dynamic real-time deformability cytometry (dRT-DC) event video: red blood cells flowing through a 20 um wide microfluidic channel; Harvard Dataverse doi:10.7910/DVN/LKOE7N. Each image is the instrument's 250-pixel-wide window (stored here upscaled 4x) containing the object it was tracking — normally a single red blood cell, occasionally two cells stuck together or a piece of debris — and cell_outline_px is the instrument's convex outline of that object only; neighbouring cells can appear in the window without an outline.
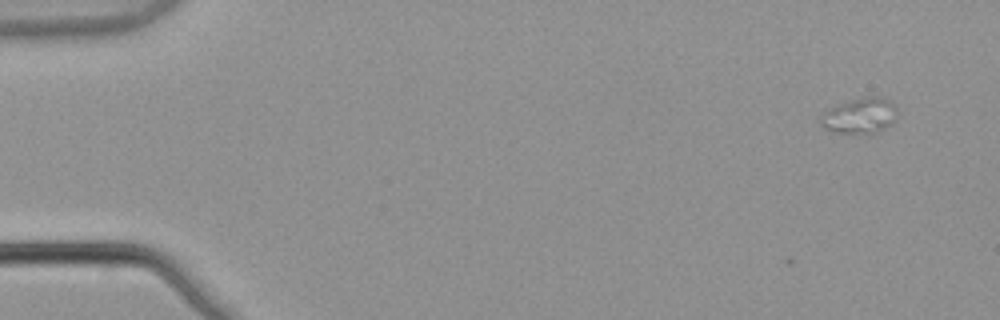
{"species": "common noctule bat (a hibernating species)", "species_latin": "Nyctalus noctula", "temperature_condition": "warm", "stored_images_in_passage": 8, "camera_frame_rate_fps": 3000, "um_per_image_px": 0.085, "animal": {"sex": "male", "body_mass_g": 21.5, "forearm_length_mm": 52.0}, "frame": {"image": 1, "passage_image": 1, "time_ms": 0.0, "image_size_px": [1000, 320], "cell_outline_px": [[896, 120], [892, 124], [880, 132], [836, 132], [820, 124], [820, 116], [824, 112], [840, 104], [860, 96], [880, 96], [888, 100], [896, 108]], "centroid_in_image_um": [73.14, 9.81], "position_along_channel_um": 11.9, "area_um2": 15.61}}
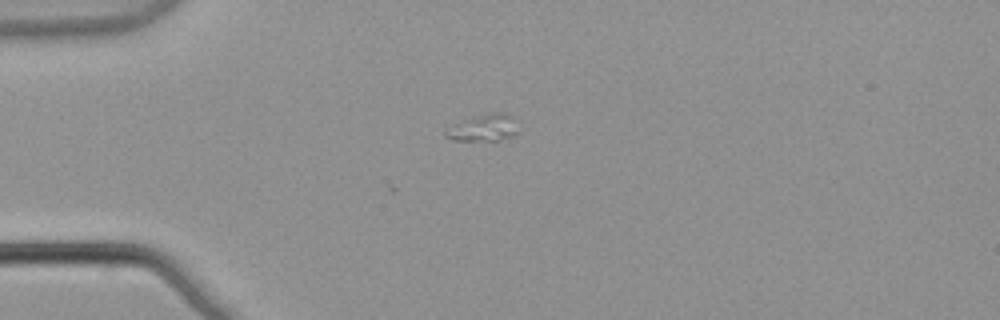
{"frame": {"image": 2, "passage_image": 4, "time_ms": 1.0, "image_size_px": [1000, 320], "cell_outline_px": [[520, 132], [512, 136], [500, 140], [452, 140], [444, 136], [444, 132], [464, 120], [488, 112], [504, 112], [508, 116]], "centroid_in_image_um": [41.11, 10.88], "position_along_channel_um": 43.9, "area_um2": 10.92}}